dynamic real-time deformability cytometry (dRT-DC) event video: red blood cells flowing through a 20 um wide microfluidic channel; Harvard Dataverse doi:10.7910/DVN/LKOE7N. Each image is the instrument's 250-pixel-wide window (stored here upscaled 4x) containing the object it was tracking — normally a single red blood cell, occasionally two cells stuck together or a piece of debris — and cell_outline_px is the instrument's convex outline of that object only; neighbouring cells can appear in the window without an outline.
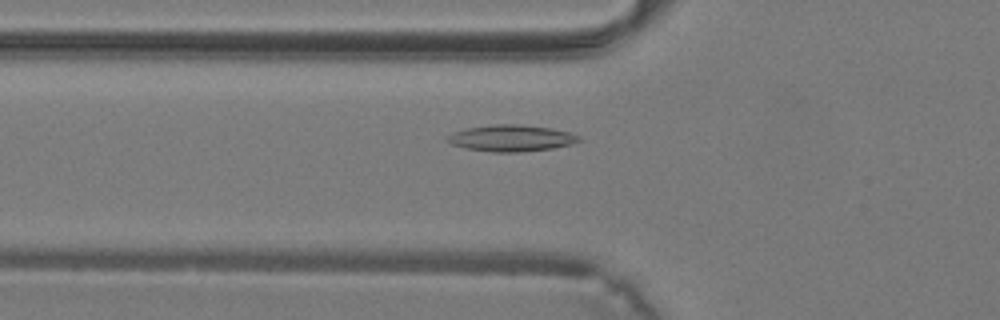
{"species": "common noctule bat (a hibernating species)", "species_latin": "Nyctalus noctula", "temperature_condition": "warm", "stored_images_in_passage": 37, "camera_frame_rate_fps": 3000, "um_per_image_px": 0.085, "animal": {"sex": "male", "body_mass_g": 19.2, "forearm_length_mm": 51.8}, "frame": {"image": 1, "passage_image": 11, "time_ms": 3.333, "image_size_px": [1000, 320], "cell_outline_px": [[580, 140], [572, 144], [552, 148], [520, 152], [492, 152], [464, 148], [452, 144], [444, 140], [452, 132], [468, 128], [492, 124], [520, 124], [552, 128], [568, 132], [580, 136]], "centroid_in_image_um": [43.43, 11.74], "position_along_channel_um": 82.4, "area_um2": 20.35}}
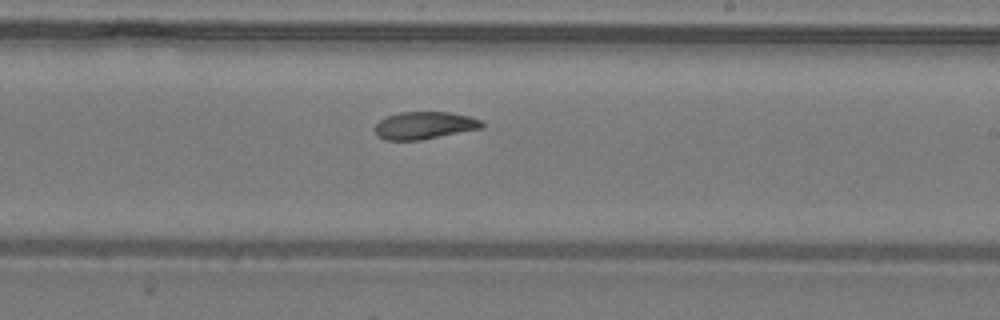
{"frame": {"image": 2, "passage_image": 21, "time_ms": 6.667, "image_size_px": [1000, 320], "cell_outline_px": [[484, 128], [420, 140], [384, 140], [376, 136], [372, 128], [384, 116], [400, 112], [448, 112], [472, 116], [480, 120], [484, 124]], "centroid_in_image_um": [36.04, 10.66], "position_along_channel_um": 253.0, "area_um2": 17.46}}
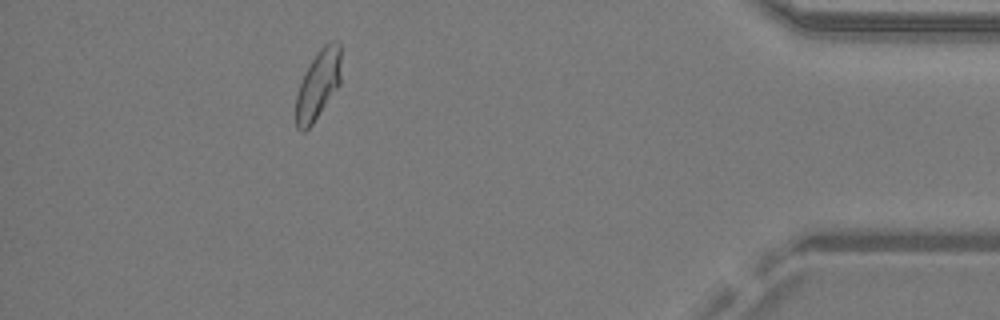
{"frame": {"image": 3, "passage_image": 33, "time_ms": 10.667, "image_size_px": [1000, 320], "cell_outline_px": [[340, 84], [312, 124], [304, 132], [300, 132], [296, 128], [296, 96], [304, 72], [316, 52], [324, 44], [332, 40], [340, 40]], "centroid_in_image_um": [27.04, 7.17], "position_along_channel_um": 408.2, "area_um2": 18.26}}